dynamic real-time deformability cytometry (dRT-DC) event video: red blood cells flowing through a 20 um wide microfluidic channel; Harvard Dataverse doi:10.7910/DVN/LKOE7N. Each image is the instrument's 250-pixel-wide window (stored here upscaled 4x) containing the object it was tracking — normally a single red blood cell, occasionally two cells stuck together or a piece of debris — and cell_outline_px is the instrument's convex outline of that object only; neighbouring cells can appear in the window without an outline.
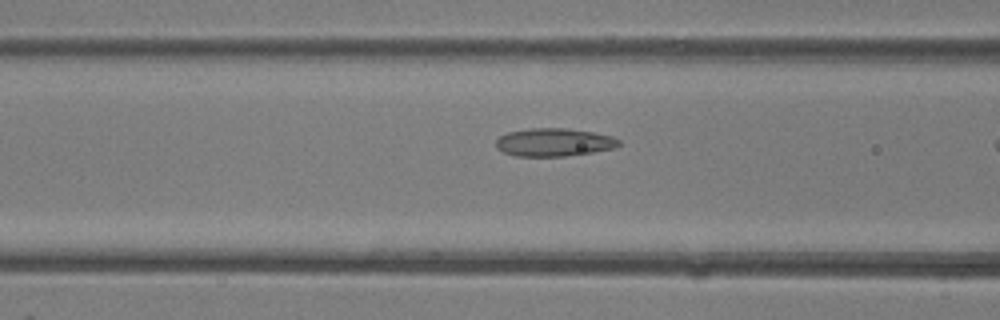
{"species": "common noctule bat (a hibernating species)", "species_latin": "Nyctalus noctula", "temperature_condition": "room temperature", "stored_images_in_passage": 8, "camera_frame_rate_fps": 3000, "um_per_image_px": 0.085, "animal": {"sex": "female"}, "frame": {"image": 1, "passage_image": 7, "time_ms": 2.0, "image_size_px": [1000, 320], "cell_outline_px": [[620, 144], [616, 148], [592, 152], [564, 156], [516, 156], [504, 152], [496, 148], [496, 140], [500, 136], [508, 132], [532, 128], [568, 128], [592, 132], [612, 136], [620, 140]], "centroid_in_image_um": [47.1, 12.09], "position_along_channel_um": 119.5, "area_um2": 20.06}}